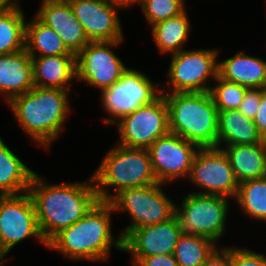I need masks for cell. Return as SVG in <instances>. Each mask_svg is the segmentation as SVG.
<instances>
[{
	"mask_svg": "<svg viewBox=\"0 0 266 266\" xmlns=\"http://www.w3.org/2000/svg\"><path fill=\"white\" fill-rule=\"evenodd\" d=\"M263 142L253 119L238 109L219 111L217 148L224 145L257 144Z\"/></svg>",
	"mask_w": 266,
	"mask_h": 266,
	"instance_id": "22",
	"label": "cell"
},
{
	"mask_svg": "<svg viewBox=\"0 0 266 266\" xmlns=\"http://www.w3.org/2000/svg\"><path fill=\"white\" fill-rule=\"evenodd\" d=\"M263 142H264L265 149H266V138L263 140Z\"/></svg>",
	"mask_w": 266,
	"mask_h": 266,
	"instance_id": "39",
	"label": "cell"
},
{
	"mask_svg": "<svg viewBox=\"0 0 266 266\" xmlns=\"http://www.w3.org/2000/svg\"><path fill=\"white\" fill-rule=\"evenodd\" d=\"M253 120L259 135L264 140L266 138V88L261 89V102Z\"/></svg>",
	"mask_w": 266,
	"mask_h": 266,
	"instance_id": "35",
	"label": "cell"
},
{
	"mask_svg": "<svg viewBox=\"0 0 266 266\" xmlns=\"http://www.w3.org/2000/svg\"><path fill=\"white\" fill-rule=\"evenodd\" d=\"M19 0L0 11V54L25 49L26 20Z\"/></svg>",
	"mask_w": 266,
	"mask_h": 266,
	"instance_id": "25",
	"label": "cell"
},
{
	"mask_svg": "<svg viewBox=\"0 0 266 266\" xmlns=\"http://www.w3.org/2000/svg\"><path fill=\"white\" fill-rule=\"evenodd\" d=\"M161 94L168 106L169 132L199 148L217 147L219 111L209 92Z\"/></svg>",
	"mask_w": 266,
	"mask_h": 266,
	"instance_id": "4",
	"label": "cell"
},
{
	"mask_svg": "<svg viewBox=\"0 0 266 266\" xmlns=\"http://www.w3.org/2000/svg\"><path fill=\"white\" fill-rule=\"evenodd\" d=\"M29 237H35L47 248L30 194L0 196V262H5L13 247Z\"/></svg>",
	"mask_w": 266,
	"mask_h": 266,
	"instance_id": "10",
	"label": "cell"
},
{
	"mask_svg": "<svg viewBox=\"0 0 266 266\" xmlns=\"http://www.w3.org/2000/svg\"><path fill=\"white\" fill-rule=\"evenodd\" d=\"M214 82V86L210 87L209 94L218 111L238 109L249 88L225 81L219 76H217Z\"/></svg>",
	"mask_w": 266,
	"mask_h": 266,
	"instance_id": "29",
	"label": "cell"
},
{
	"mask_svg": "<svg viewBox=\"0 0 266 266\" xmlns=\"http://www.w3.org/2000/svg\"><path fill=\"white\" fill-rule=\"evenodd\" d=\"M112 212L110 202L98 201L85 216L56 234L47 248L68 259L107 263L112 246L123 252L122 235L115 238L112 234Z\"/></svg>",
	"mask_w": 266,
	"mask_h": 266,
	"instance_id": "2",
	"label": "cell"
},
{
	"mask_svg": "<svg viewBox=\"0 0 266 266\" xmlns=\"http://www.w3.org/2000/svg\"><path fill=\"white\" fill-rule=\"evenodd\" d=\"M36 87L71 90L76 79V55L31 56Z\"/></svg>",
	"mask_w": 266,
	"mask_h": 266,
	"instance_id": "19",
	"label": "cell"
},
{
	"mask_svg": "<svg viewBox=\"0 0 266 266\" xmlns=\"http://www.w3.org/2000/svg\"><path fill=\"white\" fill-rule=\"evenodd\" d=\"M5 262H0V266H4Z\"/></svg>",
	"mask_w": 266,
	"mask_h": 266,
	"instance_id": "40",
	"label": "cell"
},
{
	"mask_svg": "<svg viewBox=\"0 0 266 266\" xmlns=\"http://www.w3.org/2000/svg\"><path fill=\"white\" fill-rule=\"evenodd\" d=\"M35 15L42 23L52 28L62 39L66 48L77 55L88 43L87 35L75 17L70 4L40 6Z\"/></svg>",
	"mask_w": 266,
	"mask_h": 266,
	"instance_id": "17",
	"label": "cell"
},
{
	"mask_svg": "<svg viewBox=\"0 0 266 266\" xmlns=\"http://www.w3.org/2000/svg\"><path fill=\"white\" fill-rule=\"evenodd\" d=\"M221 149L227 155L238 183L266 177V149L264 142L223 145Z\"/></svg>",
	"mask_w": 266,
	"mask_h": 266,
	"instance_id": "21",
	"label": "cell"
},
{
	"mask_svg": "<svg viewBox=\"0 0 266 266\" xmlns=\"http://www.w3.org/2000/svg\"><path fill=\"white\" fill-rule=\"evenodd\" d=\"M70 5L89 42L124 41L120 5L108 0H72Z\"/></svg>",
	"mask_w": 266,
	"mask_h": 266,
	"instance_id": "15",
	"label": "cell"
},
{
	"mask_svg": "<svg viewBox=\"0 0 266 266\" xmlns=\"http://www.w3.org/2000/svg\"><path fill=\"white\" fill-rule=\"evenodd\" d=\"M112 3L120 5L123 9H128L133 4H140L141 0H108Z\"/></svg>",
	"mask_w": 266,
	"mask_h": 266,
	"instance_id": "36",
	"label": "cell"
},
{
	"mask_svg": "<svg viewBox=\"0 0 266 266\" xmlns=\"http://www.w3.org/2000/svg\"><path fill=\"white\" fill-rule=\"evenodd\" d=\"M235 200L242 213L261 223L266 222V177L239 183Z\"/></svg>",
	"mask_w": 266,
	"mask_h": 266,
	"instance_id": "27",
	"label": "cell"
},
{
	"mask_svg": "<svg viewBox=\"0 0 266 266\" xmlns=\"http://www.w3.org/2000/svg\"><path fill=\"white\" fill-rule=\"evenodd\" d=\"M218 50H182L171 54L165 82L169 84L168 91L163 86L161 93L209 92L211 86L207 82L218 76Z\"/></svg>",
	"mask_w": 266,
	"mask_h": 266,
	"instance_id": "8",
	"label": "cell"
},
{
	"mask_svg": "<svg viewBox=\"0 0 266 266\" xmlns=\"http://www.w3.org/2000/svg\"><path fill=\"white\" fill-rule=\"evenodd\" d=\"M34 174L0 136V196L28 192Z\"/></svg>",
	"mask_w": 266,
	"mask_h": 266,
	"instance_id": "23",
	"label": "cell"
},
{
	"mask_svg": "<svg viewBox=\"0 0 266 266\" xmlns=\"http://www.w3.org/2000/svg\"><path fill=\"white\" fill-rule=\"evenodd\" d=\"M185 10L180 15L152 25V38L161 54L180 52L189 41L191 23Z\"/></svg>",
	"mask_w": 266,
	"mask_h": 266,
	"instance_id": "24",
	"label": "cell"
},
{
	"mask_svg": "<svg viewBox=\"0 0 266 266\" xmlns=\"http://www.w3.org/2000/svg\"><path fill=\"white\" fill-rule=\"evenodd\" d=\"M180 235L179 223L173 216L165 222L131 230L123 238V252L131 257L173 254Z\"/></svg>",
	"mask_w": 266,
	"mask_h": 266,
	"instance_id": "16",
	"label": "cell"
},
{
	"mask_svg": "<svg viewBox=\"0 0 266 266\" xmlns=\"http://www.w3.org/2000/svg\"><path fill=\"white\" fill-rule=\"evenodd\" d=\"M164 185L155 183L124 189L109 201L115 212L125 211L131 218L130 224L120 233L122 238L133 229L159 224L174 216L177 203L164 193Z\"/></svg>",
	"mask_w": 266,
	"mask_h": 266,
	"instance_id": "7",
	"label": "cell"
},
{
	"mask_svg": "<svg viewBox=\"0 0 266 266\" xmlns=\"http://www.w3.org/2000/svg\"><path fill=\"white\" fill-rule=\"evenodd\" d=\"M159 84L153 83L145 73L128 67L116 83L100 91L101 105L112 117L104 118V124L114 125L140 106L152 103L161 95V89L157 87H160Z\"/></svg>",
	"mask_w": 266,
	"mask_h": 266,
	"instance_id": "9",
	"label": "cell"
},
{
	"mask_svg": "<svg viewBox=\"0 0 266 266\" xmlns=\"http://www.w3.org/2000/svg\"><path fill=\"white\" fill-rule=\"evenodd\" d=\"M131 258L133 266H179L173 254Z\"/></svg>",
	"mask_w": 266,
	"mask_h": 266,
	"instance_id": "33",
	"label": "cell"
},
{
	"mask_svg": "<svg viewBox=\"0 0 266 266\" xmlns=\"http://www.w3.org/2000/svg\"><path fill=\"white\" fill-rule=\"evenodd\" d=\"M217 247L201 266H231V247Z\"/></svg>",
	"mask_w": 266,
	"mask_h": 266,
	"instance_id": "34",
	"label": "cell"
},
{
	"mask_svg": "<svg viewBox=\"0 0 266 266\" xmlns=\"http://www.w3.org/2000/svg\"><path fill=\"white\" fill-rule=\"evenodd\" d=\"M14 0H0V11L6 8Z\"/></svg>",
	"mask_w": 266,
	"mask_h": 266,
	"instance_id": "38",
	"label": "cell"
},
{
	"mask_svg": "<svg viewBox=\"0 0 266 266\" xmlns=\"http://www.w3.org/2000/svg\"><path fill=\"white\" fill-rule=\"evenodd\" d=\"M261 102V89L249 88L238 110L247 118L254 119Z\"/></svg>",
	"mask_w": 266,
	"mask_h": 266,
	"instance_id": "32",
	"label": "cell"
},
{
	"mask_svg": "<svg viewBox=\"0 0 266 266\" xmlns=\"http://www.w3.org/2000/svg\"><path fill=\"white\" fill-rule=\"evenodd\" d=\"M124 41L89 42L76 55V81L86 82L101 91L111 87L128 70L111 50Z\"/></svg>",
	"mask_w": 266,
	"mask_h": 266,
	"instance_id": "13",
	"label": "cell"
},
{
	"mask_svg": "<svg viewBox=\"0 0 266 266\" xmlns=\"http://www.w3.org/2000/svg\"><path fill=\"white\" fill-rule=\"evenodd\" d=\"M35 172L28 189L34 203L40 233L48 243L62 229L85 216L99 201L94 179L49 184Z\"/></svg>",
	"mask_w": 266,
	"mask_h": 266,
	"instance_id": "1",
	"label": "cell"
},
{
	"mask_svg": "<svg viewBox=\"0 0 266 266\" xmlns=\"http://www.w3.org/2000/svg\"><path fill=\"white\" fill-rule=\"evenodd\" d=\"M200 148L179 135L168 132L148 148L158 183H170L189 176L195 154Z\"/></svg>",
	"mask_w": 266,
	"mask_h": 266,
	"instance_id": "14",
	"label": "cell"
},
{
	"mask_svg": "<svg viewBox=\"0 0 266 266\" xmlns=\"http://www.w3.org/2000/svg\"><path fill=\"white\" fill-rule=\"evenodd\" d=\"M187 179L202 190L193 193L224 196L234 200L238 193L239 183L221 148H200L194 156Z\"/></svg>",
	"mask_w": 266,
	"mask_h": 266,
	"instance_id": "12",
	"label": "cell"
},
{
	"mask_svg": "<svg viewBox=\"0 0 266 266\" xmlns=\"http://www.w3.org/2000/svg\"><path fill=\"white\" fill-rule=\"evenodd\" d=\"M229 198L218 195L188 193L181 205H176L174 216L181 234L204 236L218 244L226 232ZM219 240V241H218Z\"/></svg>",
	"mask_w": 266,
	"mask_h": 266,
	"instance_id": "6",
	"label": "cell"
},
{
	"mask_svg": "<svg viewBox=\"0 0 266 266\" xmlns=\"http://www.w3.org/2000/svg\"><path fill=\"white\" fill-rule=\"evenodd\" d=\"M34 86L32 60L26 49L0 54V94L6 104Z\"/></svg>",
	"mask_w": 266,
	"mask_h": 266,
	"instance_id": "18",
	"label": "cell"
},
{
	"mask_svg": "<svg viewBox=\"0 0 266 266\" xmlns=\"http://www.w3.org/2000/svg\"><path fill=\"white\" fill-rule=\"evenodd\" d=\"M139 5L150 26L176 17L186 10L184 0H141Z\"/></svg>",
	"mask_w": 266,
	"mask_h": 266,
	"instance_id": "30",
	"label": "cell"
},
{
	"mask_svg": "<svg viewBox=\"0 0 266 266\" xmlns=\"http://www.w3.org/2000/svg\"><path fill=\"white\" fill-rule=\"evenodd\" d=\"M25 49L30 56L75 55L66 48L61 37L36 16L26 23Z\"/></svg>",
	"mask_w": 266,
	"mask_h": 266,
	"instance_id": "26",
	"label": "cell"
},
{
	"mask_svg": "<svg viewBox=\"0 0 266 266\" xmlns=\"http://www.w3.org/2000/svg\"><path fill=\"white\" fill-rule=\"evenodd\" d=\"M71 90L34 86L28 92L14 97L9 103L20 127L32 142L49 150L64 130L71 112Z\"/></svg>",
	"mask_w": 266,
	"mask_h": 266,
	"instance_id": "3",
	"label": "cell"
},
{
	"mask_svg": "<svg viewBox=\"0 0 266 266\" xmlns=\"http://www.w3.org/2000/svg\"><path fill=\"white\" fill-rule=\"evenodd\" d=\"M231 266H266V256L247 247H231Z\"/></svg>",
	"mask_w": 266,
	"mask_h": 266,
	"instance_id": "31",
	"label": "cell"
},
{
	"mask_svg": "<svg viewBox=\"0 0 266 266\" xmlns=\"http://www.w3.org/2000/svg\"><path fill=\"white\" fill-rule=\"evenodd\" d=\"M72 0H42L40 6H46L51 4H70Z\"/></svg>",
	"mask_w": 266,
	"mask_h": 266,
	"instance_id": "37",
	"label": "cell"
},
{
	"mask_svg": "<svg viewBox=\"0 0 266 266\" xmlns=\"http://www.w3.org/2000/svg\"><path fill=\"white\" fill-rule=\"evenodd\" d=\"M117 126L119 142L128 148H146L169 132L168 106L161 94L152 103L140 106L131 114L123 116Z\"/></svg>",
	"mask_w": 266,
	"mask_h": 266,
	"instance_id": "11",
	"label": "cell"
},
{
	"mask_svg": "<svg viewBox=\"0 0 266 266\" xmlns=\"http://www.w3.org/2000/svg\"><path fill=\"white\" fill-rule=\"evenodd\" d=\"M99 201H110L120 191L158 183L146 148L115 144L92 173ZM115 193H111L113 189Z\"/></svg>",
	"mask_w": 266,
	"mask_h": 266,
	"instance_id": "5",
	"label": "cell"
},
{
	"mask_svg": "<svg viewBox=\"0 0 266 266\" xmlns=\"http://www.w3.org/2000/svg\"><path fill=\"white\" fill-rule=\"evenodd\" d=\"M218 244L204 236L181 234L173 256L179 266H201L218 247Z\"/></svg>",
	"mask_w": 266,
	"mask_h": 266,
	"instance_id": "28",
	"label": "cell"
},
{
	"mask_svg": "<svg viewBox=\"0 0 266 266\" xmlns=\"http://www.w3.org/2000/svg\"><path fill=\"white\" fill-rule=\"evenodd\" d=\"M218 76L225 81L254 89L266 88V60L239 51L218 61Z\"/></svg>",
	"mask_w": 266,
	"mask_h": 266,
	"instance_id": "20",
	"label": "cell"
}]
</instances>
